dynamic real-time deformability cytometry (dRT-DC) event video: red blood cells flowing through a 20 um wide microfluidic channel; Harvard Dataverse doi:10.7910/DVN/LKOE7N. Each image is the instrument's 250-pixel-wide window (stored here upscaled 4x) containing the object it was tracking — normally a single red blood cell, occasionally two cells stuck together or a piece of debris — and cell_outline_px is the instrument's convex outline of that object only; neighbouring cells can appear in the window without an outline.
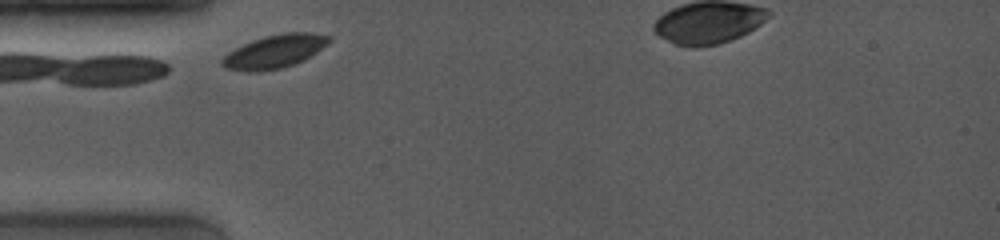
{"species": "common noctule bat (a hibernating species)", "species_latin": "Nyctalus noctula", "temperature_condition": "room temperature", "stored_images_in_passage": 38, "camera_frame_rate_fps": 4000, "um_per_image_px": 0.085, "animal": {"sex": "female", "body_mass_g": 19.0, "forearm_length_mm": 53.3}, "frame": {"image": 1, "passage_image": 1, "time_ms": 0.0, "image_size_px": [1000, 240], "cell_outline_px": [[332, 40], [316, 52], [304, 60], [280, 68], [256, 72], [248, 72], [224, 68], [220, 64], [220, 60], [228, 52], [252, 40], [264, 36], [284, 32], [312, 32], [332, 36]], "centroid_in_image_um": [23.33, 4.37], "position_along_channel_um": 61.7, "area_um2": 20.81}}
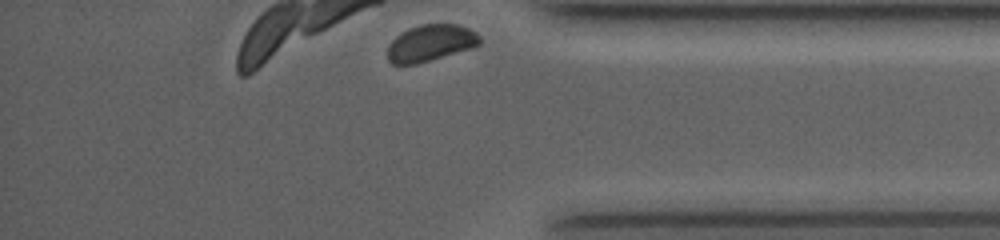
{"frame": {"image": 2, "passage_image": 38, "time_ms": 9.25, "image_size_px": [1000, 240], "cell_outline_px": [[480, 44], [472, 48], [416, 64], [392, 64], [388, 60], [388, 44], [396, 36], [408, 28], [424, 24], [456, 24], [468, 28], [476, 32], [480, 36]], "centroid_in_image_um": [36.59, 3.65], "position_along_channel_um": 398.6, "area_um2": 19.59}, "authors_computed_cell_mechanics": {"area_um2": 20.8369, "velocity_mm_per_s": 3.6894, "shape_relaxation_time_tau1_ms": 0.3988, "shape_relaxation_time_tau2_ms": null, "deformation_change_tau1": 0.02, "deformation_change_tau2": null}}